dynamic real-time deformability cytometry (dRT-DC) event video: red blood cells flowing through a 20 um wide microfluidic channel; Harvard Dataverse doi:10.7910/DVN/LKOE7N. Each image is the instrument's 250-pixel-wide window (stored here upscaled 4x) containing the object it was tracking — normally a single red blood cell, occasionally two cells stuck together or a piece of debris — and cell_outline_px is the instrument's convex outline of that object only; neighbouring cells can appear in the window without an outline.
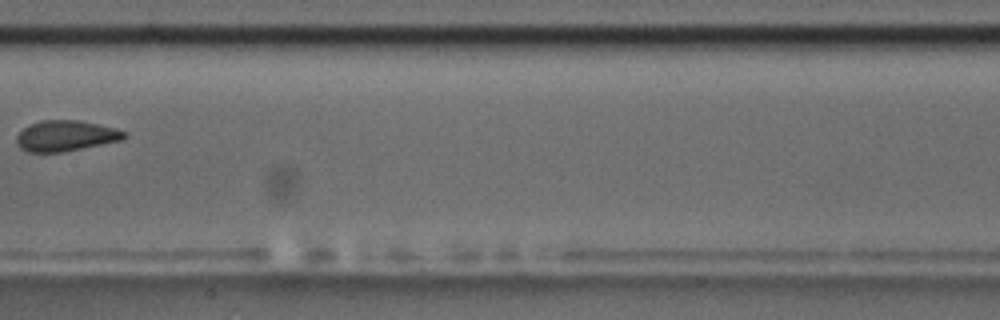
{"species": "common noctule bat (a hibernating species)", "species_latin": "Nyctalus noctula", "temperature_condition": "room temperature", "stored_images_in_passage": 8, "camera_frame_rate_fps": 3000, "um_per_image_px": 0.085, "animal": {"sex": "male", "body_mass_g": 17.5, "forearm_length_mm": 52.3}, "frame": {"image": 1, "passage_image": 7, "time_ms": 2.0, "image_size_px": [1000, 320], "cell_outline_px": [[128, 136], [120, 140], [64, 152], [28, 152], [20, 148], [16, 144], [16, 136], [28, 124], [40, 120], [80, 120], [116, 128], [128, 132]], "centroid_in_image_um": [5.58, 11.54], "position_along_channel_um": 201.8, "area_um2": 19.42}}
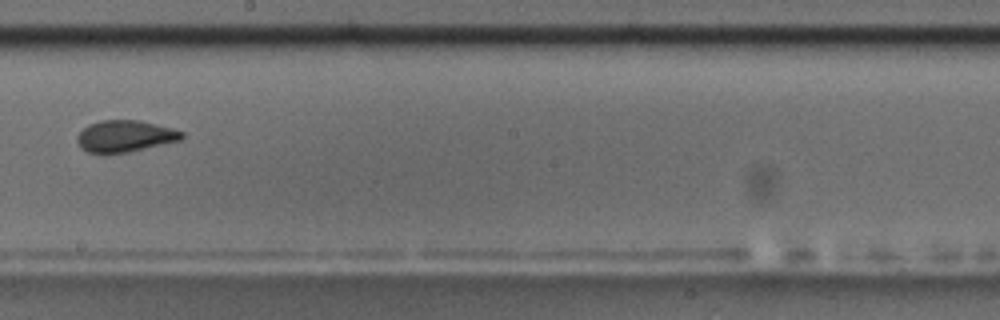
{"frame": {"image": 2, "passage_image": 8, "time_ms": 2.333, "image_size_px": [1000, 320], "cell_outline_px": [[184, 136], [180, 140], [128, 152], [100, 156], [88, 152], [80, 148], [76, 140], [76, 136], [88, 124], [100, 120], [140, 120], [172, 128], [184, 132]], "centroid_in_image_um": [10.56, 11.6], "position_along_channel_um": 237.6, "area_um2": 19.71}}